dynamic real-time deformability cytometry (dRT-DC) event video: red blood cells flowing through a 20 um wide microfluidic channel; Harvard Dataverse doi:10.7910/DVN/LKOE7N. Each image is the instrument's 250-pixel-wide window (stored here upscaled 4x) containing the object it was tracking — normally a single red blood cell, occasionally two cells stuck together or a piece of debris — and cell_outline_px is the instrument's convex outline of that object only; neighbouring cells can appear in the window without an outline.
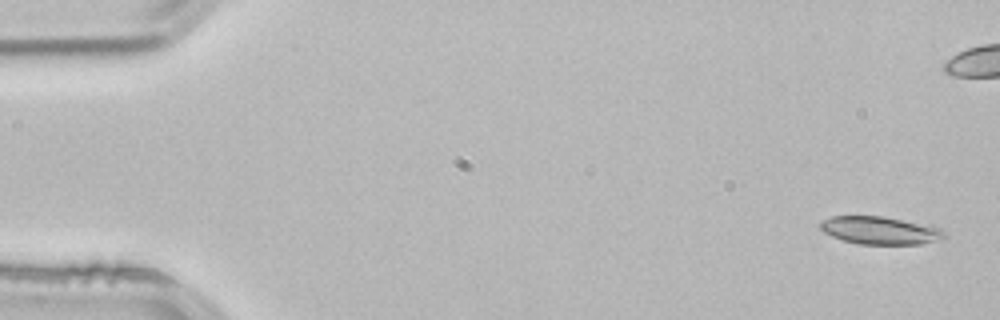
{"species": "common noctule bat (a hibernating species)", "species_latin": "Nyctalus noctula", "temperature_condition": "room temperature", "stored_images_in_passage": 53, "camera_frame_rate_fps": 3000, "um_per_image_px": 0.085, "animal": {"sex": "male", "body_mass_g": 21.5, "forearm_length_mm": 52.0}, "frame": {"image": 1, "passage_image": 1, "time_ms": 0.0, "image_size_px": [1000, 320], "cell_outline_px": [[944, 236], [920, 244], [856, 244], [832, 236], [824, 232], [820, 228], [820, 220], [832, 216], [884, 216], [940, 228], [944, 232]], "centroid_in_image_um": [74.7, 19.57], "position_along_channel_um": 10.3, "area_um2": 19.71}}
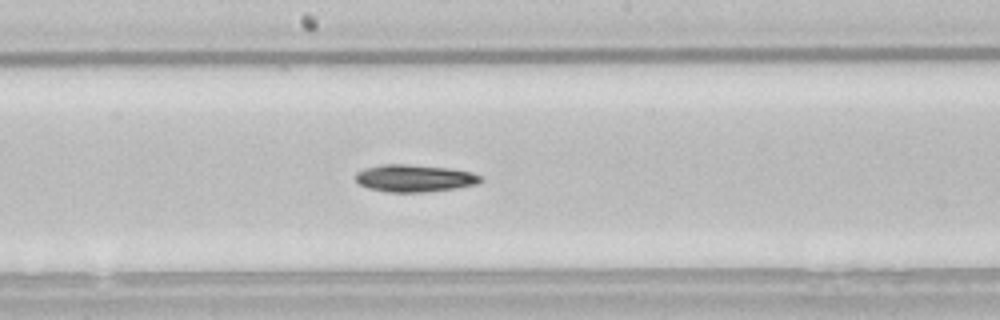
{"frame": {"image": 2, "passage_image": 27, "time_ms": 8.667, "image_size_px": [1000, 320], "cell_outline_px": [[484, 180], [476, 184], [456, 188], [424, 192], [388, 192], [368, 188], [360, 184], [356, 180], [356, 172], [364, 168], [380, 164], [404, 164], [448, 168], [472, 172], [480, 176]], "centroid_in_image_um": [35.21, 15.15], "position_along_channel_um": 213.0, "area_um2": 19.83}}
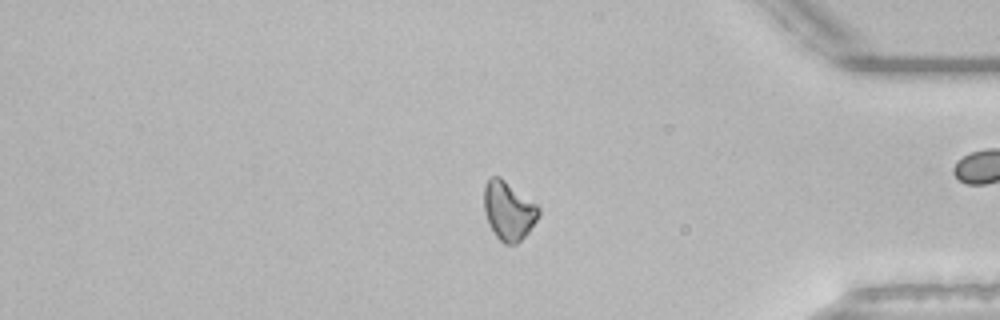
{"frame": {"image": 3, "passage_image": 43, "time_ms": 14.0, "image_size_px": [1000, 320], "cell_outline_px": [[540, 212], [536, 220], [528, 232], [516, 244], [504, 244], [496, 236], [488, 224], [484, 212], [484, 184], [492, 176], [500, 176], [536, 204], [540, 208]], "centroid_in_image_um": [43.2, 17.9], "position_along_channel_um": 392.0, "area_um2": 18.61}, "authors_computed_cell_mechanics": {"area_um2": 19.4786, "velocity_mm_per_s": 3.8443, "shape_relaxation_time_tau1_ms": 5.5895, "shape_relaxation_time_tau2_ms": null, "deformation_change_tau1": 0.1312, "deformation_change_tau2": null}}